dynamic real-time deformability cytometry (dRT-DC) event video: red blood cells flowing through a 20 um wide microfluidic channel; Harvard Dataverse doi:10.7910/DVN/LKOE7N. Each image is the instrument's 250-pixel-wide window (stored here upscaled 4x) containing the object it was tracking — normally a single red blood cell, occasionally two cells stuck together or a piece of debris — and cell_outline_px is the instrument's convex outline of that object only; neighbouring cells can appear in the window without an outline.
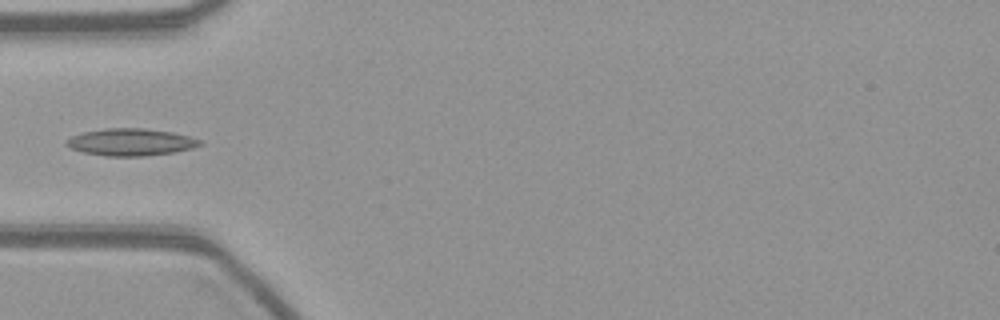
{"species": "common noctule bat (a hibernating species)", "species_latin": "Nyctalus noctula", "temperature_condition": "warm", "stored_images_in_passage": 39, "camera_frame_rate_fps": 3000, "um_per_image_px": 0.085, "animal": {"sex": "female", "body_mass_g": 21.9}, "frame": {"image": 1, "passage_image": 1, "time_ms": 0.0, "image_size_px": [1000, 320], "cell_outline_px": [[204, 144], [192, 148], [176, 152], [144, 156], [104, 156], [84, 152], [72, 148], [64, 144], [64, 140], [72, 136], [84, 132], [104, 128], [144, 128], [172, 132], [188, 136], [200, 140]], "centroid_in_image_um": [11.11, 12.08], "position_along_channel_um": 73.9, "area_um2": 21.15}}
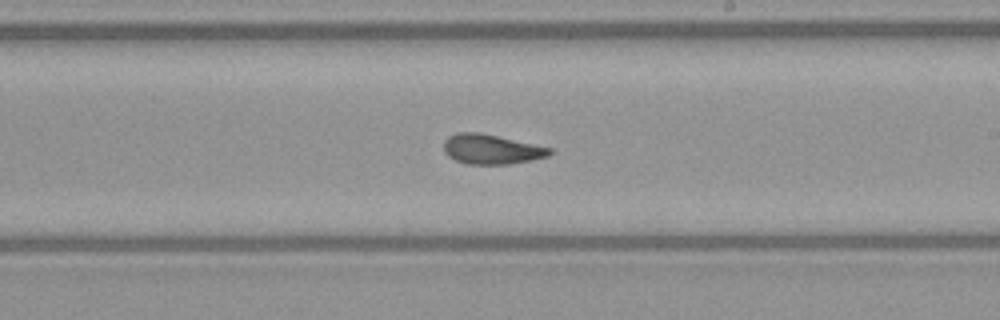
{"frame": {"image": 2, "passage_image": 15, "time_ms": 4.667, "image_size_px": [1000, 320], "cell_outline_px": [[552, 152], [548, 156], [532, 160], [508, 164], [468, 164], [456, 160], [448, 156], [444, 152], [444, 140], [448, 136], [456, 132], [480, 132], [552, 148]], "centroid_in_image_um": [41.75, 12.68], "position_along_channel_um": 247.3, "area_um2": 18.38}}
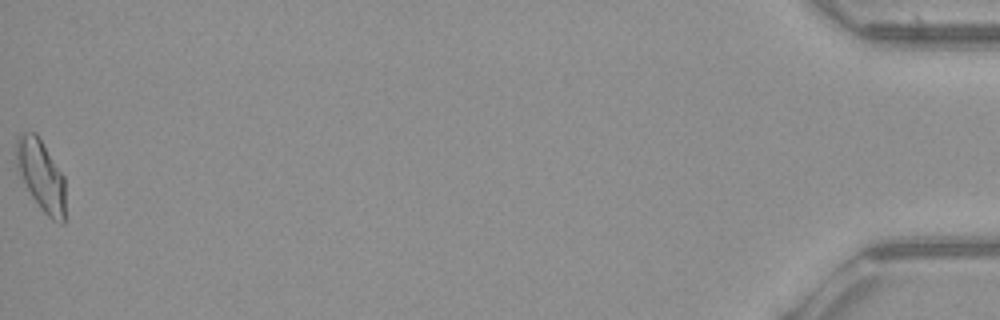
{"frame": {"image": 3, "passage_image": 39, "time_ms": 12.667, "image_size_px": [1000, 320], "cell_outline_px": [[64, 224], [60, 224], [52, 220], [40, 208], [32, 196], [16, 168], [16, 136], [20, 132], [36, 132], [64, 176]], "centroid_in_image_um": [3.47, 14.88], "position_along_channel_um": 431.7, "area_um2": 20.29}}